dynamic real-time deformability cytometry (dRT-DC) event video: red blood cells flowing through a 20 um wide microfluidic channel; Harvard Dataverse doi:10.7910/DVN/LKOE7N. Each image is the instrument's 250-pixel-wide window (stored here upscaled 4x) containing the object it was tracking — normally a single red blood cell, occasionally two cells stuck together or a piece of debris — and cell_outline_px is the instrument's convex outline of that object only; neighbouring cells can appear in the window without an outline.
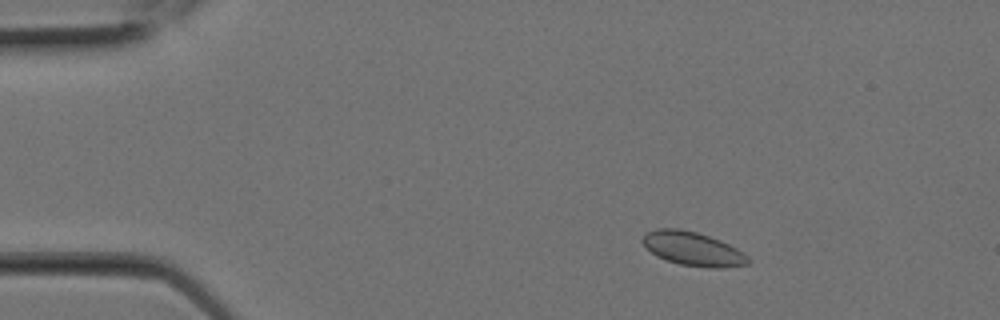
{"species": "Egyptian fruit bat (a non-hibernating species)", "species_latin": "Rousettus aegyptiacus", "temperature_condition": "room temperature", "stored_images_in_passage": 6, "camera_frame_rate_fps": 3000, "um_per_image_px": 0.085, "animal": {"sex": "female"}, "frame": {"image": 1, "passage_image": 3, "time_ms": 0.667, "image_size_px": [1000, 320], "cell_outline_px": [[752, 260], [748, 264], [724, 268], [708, 268], [680, 264], [656, 256], [640, 240], [648, 232], [656, 228], [680, 228], [696, 232], [720, 240], [736, 248], [748, 256]], "centroid_in_image_um": [58.92, 21.15], "position_along_channel_um": 26.1, "area_um2": 20.75}}
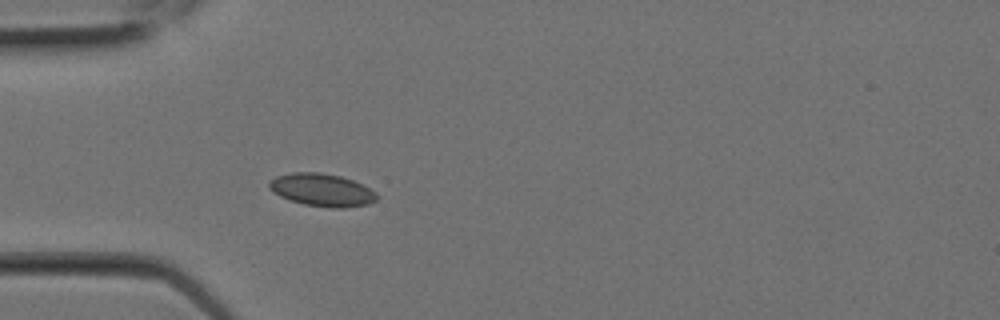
{"frame": {"image": 2, "passage_image": 6, "time_ms": 1.667, "image_size_px": [1000, 320], "cell_outline_px": [[380, 196], [376, 200], [368, 204], [344, 208], [332, 208], [304, 204], [280, 196], [272, 192], [268, 188], [268, 180], [276, 176], [292, 172], [320, 172], [340, 176], [352, 180], [376, 192]], "centroid_in_image_um": [27.34, 16.14], "position_along_channel_um": 57.7, "area_um2": 20.58}}